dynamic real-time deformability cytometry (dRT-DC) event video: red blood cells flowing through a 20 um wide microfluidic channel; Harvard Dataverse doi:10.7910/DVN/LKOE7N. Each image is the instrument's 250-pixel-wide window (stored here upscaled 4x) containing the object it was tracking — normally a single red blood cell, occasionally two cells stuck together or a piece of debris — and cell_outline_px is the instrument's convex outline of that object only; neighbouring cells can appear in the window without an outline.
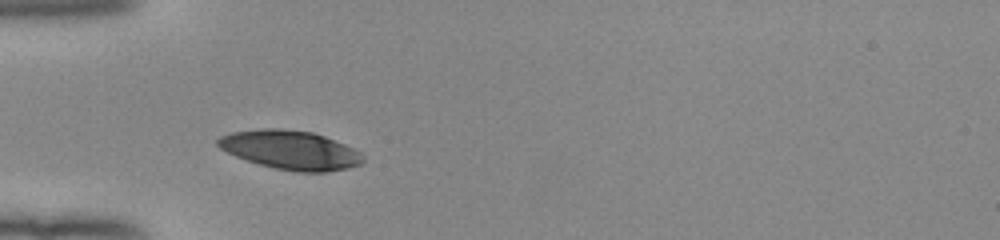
{"species": "human", "species_latin": "Homo sapiens", "temperature_condition": "room temperature", "stored_images_in_passage": 29, "camera_frame_rate_fps": 3000, "um_per_image_px": 0.085, "donor": {"sex": "female"}, "frame": {"image": 1, "passage_image": 1, "time_ms": 0.0, "image_size_px": [1000, 240], "cell_outline_px": [[364, 164], [348, 168], [328, 172], [296, 172], [276, 168], [260, 164], [236, 156], [220, 148], [216, 144], [216, 140], [220, 136], [232, 132], [264, 128], [280, 128], [312, 132], [324, 136], [344, 144], [360, 152], [364, 156]], "centroid_in_image_um": [24.71, 12.75], "position_along_channel_um": 60.3, "area_um2": 32.89}}
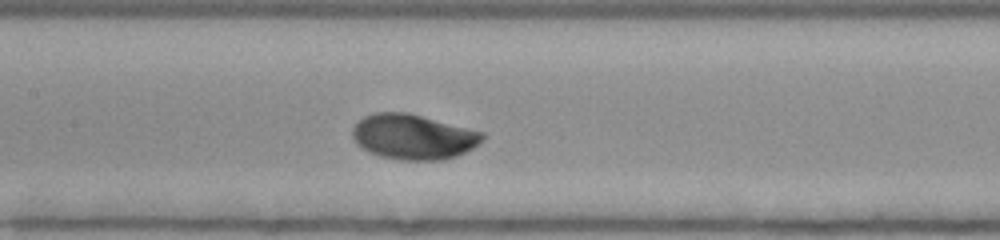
{"frame": {"image": 2, "passage_image": 10, "time_ms": 3.0, "image_size_px": [1000, 240], "cell_outline_px": [[484, 140], [480, 144], [456, 156], [444, 160], [400, 160], [380, 156], [368, 152], [356, 144], [352, 136], [352, 128], [364, 116], [372, 112], [408, 112], [484, 132]], "centroid_in_image_um": [35.12, 11.62], "position_along_channel_um": 172.3, "area_um2": 34.45}}
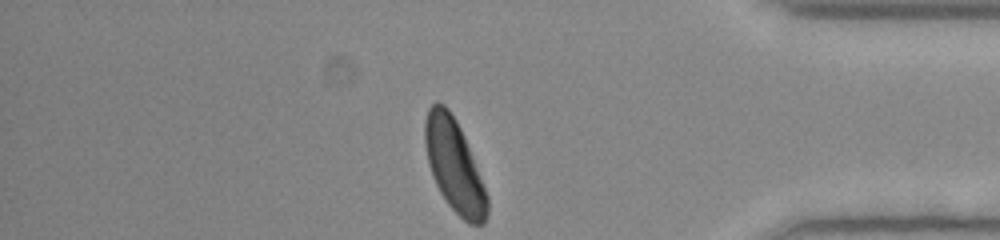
{"frame": {"image": 3, "passage_image": 29, "time_ms": 9.333, "image_size_px": [1000, 240], "cell_outline_px": [[488, 212], [484, 224], [468, 224], [448, 204], [440, 192], [432, 176], [428, 164], [424, 144], [424, 120], [428, 108], [436, 100], [444, 104], [448, 108], [456, 120], [464, 136], [488, 196]], "centroid_in_image_um": [38.59, 14.05], "position_along_channel_um": 396.6, "area_um2": 33.52}, "authors_computed_cell_mechanics": {"area_um2": 33.7552, "velocity_mm_per_s": 3.9229, "shape_relaxation_time_tau1_ms": 2.3685, "shape_relaxation_time_tau2_ms": null, "deformation_change_tau1": 0.1339, "deformation_change_tau2": null}}